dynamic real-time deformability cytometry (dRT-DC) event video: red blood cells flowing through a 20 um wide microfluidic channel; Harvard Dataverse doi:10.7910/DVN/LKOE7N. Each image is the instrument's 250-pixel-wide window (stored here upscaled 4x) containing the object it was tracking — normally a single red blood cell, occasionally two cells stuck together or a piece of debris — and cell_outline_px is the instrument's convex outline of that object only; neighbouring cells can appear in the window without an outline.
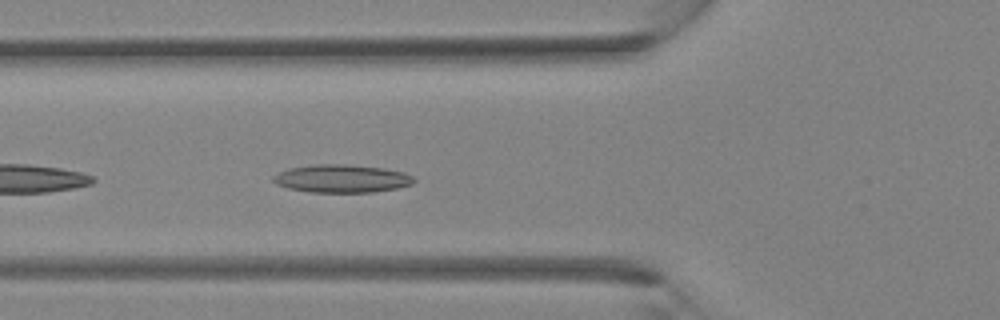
{"species": "Egyptian fruit bat (a non-hibernating species)", "species_latin": "Rousettus aegyptiacus", "temperature_condition": "room temperature", "stored_images_in_passage": 34, "camera_frame_rate_fps": 3000, "um_per_image_px": 0.085, "animal": {"sex": "female"}, "frame": {"image": 1, "passage_image": 10, "time_ms": 3.0, "image_size_px": [1000, 320], "cell_outline_px": [[416, 180], [412, 184], [396, 188], [372, 192], [308, 192], [288, 188], [276, 184], [272, 180], [272, 176], [288, 168], [312, 164], [348, 164], [384, 168], [404, 172], [412, 176]], "centroid_in_image_um": [29.03, 15.17], "position_along_channel_um": 96.8, "area_um2": 23.06}}
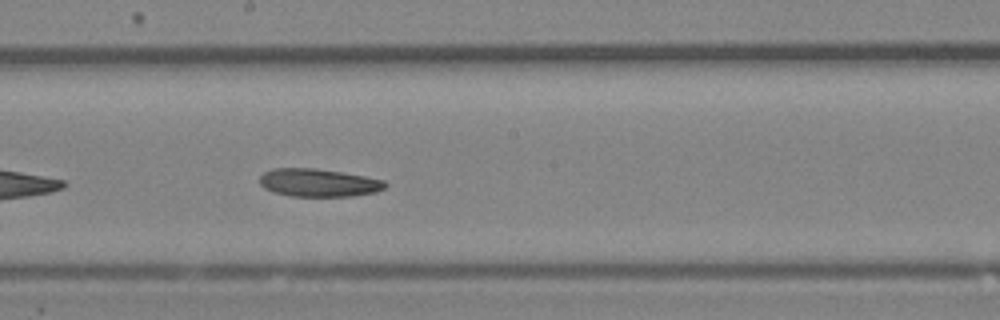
{"frame": {"image": 2, "passage_image": 17, "time_ms": 5.333, "image_size_px": [1000, 320], "cell_outline_px": [[388, 184], [384, 188], [376, 192], [352, 196], [292, 196], [272, 192], [264, 188], [260, 184], [260, 176], [264, 172], [272, 168], [316, 168], [364, 176], [384, 180]], "centroid_in_image_um": [27.06, 15.53], "position_along_channel_um": 221.1, "area_um2": 20.46}}
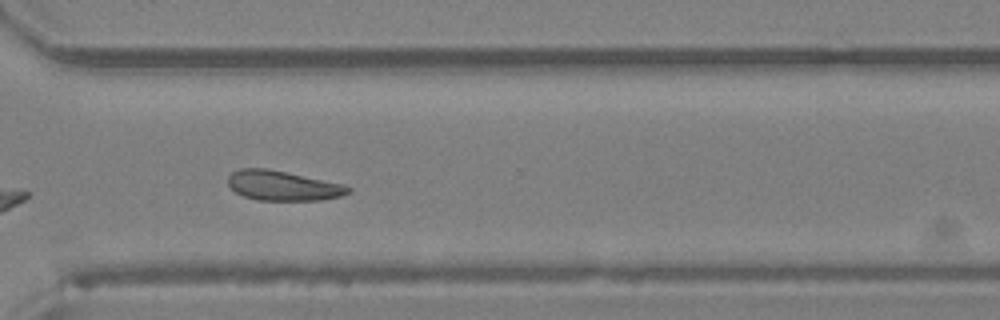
{"frame": {"image": 3, "passage_image": 24, "time_ms": 7.667, "image_size_px": [1000, 320], "cell_outline_px": [[352, 192], [340, 196], [320, 200], [256, 200], [244, 196], [236, 192], [228, 184], [228, 176], [232, 172], [240, 168], [268, 168], [344, 184], [352, 188]], "centroid_in_image_um": [24.06, 15.78], "position_along_channel_um": 346.5, "area_um2": 20.92}}